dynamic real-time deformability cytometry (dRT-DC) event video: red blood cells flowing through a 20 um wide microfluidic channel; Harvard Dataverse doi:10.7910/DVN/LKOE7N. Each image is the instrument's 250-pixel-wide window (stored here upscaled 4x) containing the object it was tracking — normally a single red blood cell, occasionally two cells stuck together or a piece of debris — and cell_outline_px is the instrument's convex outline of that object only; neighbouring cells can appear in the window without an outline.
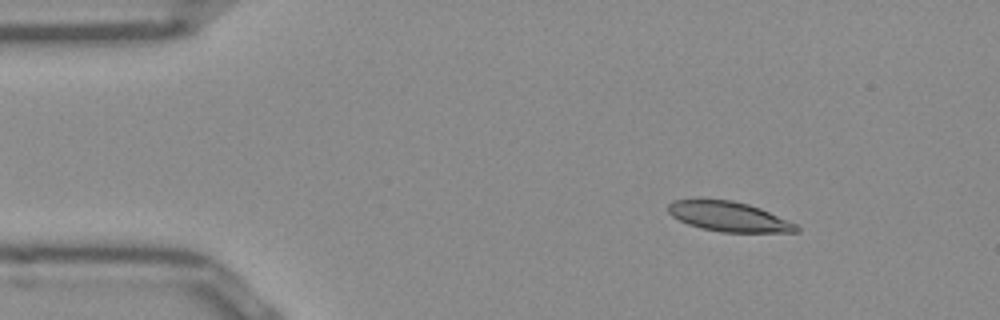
{"species": "Egyptian fruit bat (a non-hibernating species)", "species_latin": "Rousettus aegyptiacus", "temperature_condition": "room temperature", "stored_images_in_passage": 14, "camera_frame_rate_fps": 3000, "um_per_image_px": 0.085, "frame": {"image": 1, "passage_image": 1, "time_ms": 0.0, "image_size_px": [1000, 320], "cell_outline_px": [[800, 232], [720, 232], [700, 228], [688, 224], [672, 216], [668, 212], [668, 204], [672, 200], [700, 196], [732, 200], [748, 204], [760, 208], [796, 224], [800, 228]], "centroid_in_image_um": [61.86, 18.36], "position_along_channel_um": 23.1, "area_um2": 22.95}}